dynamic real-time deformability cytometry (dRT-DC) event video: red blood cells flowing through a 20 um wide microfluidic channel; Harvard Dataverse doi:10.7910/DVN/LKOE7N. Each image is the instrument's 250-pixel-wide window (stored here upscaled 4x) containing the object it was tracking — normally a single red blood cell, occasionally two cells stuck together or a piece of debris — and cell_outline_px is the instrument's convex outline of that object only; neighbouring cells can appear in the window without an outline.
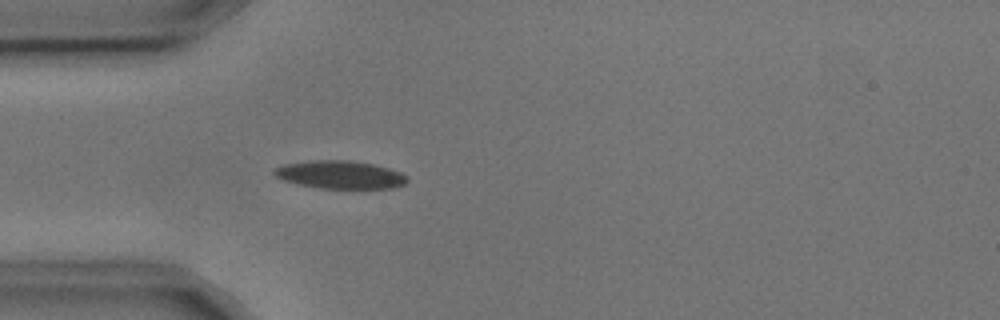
{"species": "common noctule bat (a hibernating species)", "species_latin": "Nyctalus noctula", "temperature_condition": "cold", "stored_images_in_passage": 3, "camera_frame_rate_fps": 3000, "um_per_image_px": 0.085, "animal": {"sex": "male", "body_mass_g": 17.9, "forearm_length_mm": 54.2}, "frame": {"image": 1, "passage_image": 3, "time_ms": 0.667, "image_size_px": [1000, 320], "cell_outline_px": [[408, 180], [404, 184], [392, 188], [320, 188], [296, 184], [284, 180], [276, 176], [272, 172], [276, 168], [284, 164], [308, 160], [352, 160], [372, 164], [388, 168], [400, 172], [408, 176]], "centroid_in_image_um": [28.9, 14.84], "position_along_channel_um": 56.1, "area_um2": 21.68}}